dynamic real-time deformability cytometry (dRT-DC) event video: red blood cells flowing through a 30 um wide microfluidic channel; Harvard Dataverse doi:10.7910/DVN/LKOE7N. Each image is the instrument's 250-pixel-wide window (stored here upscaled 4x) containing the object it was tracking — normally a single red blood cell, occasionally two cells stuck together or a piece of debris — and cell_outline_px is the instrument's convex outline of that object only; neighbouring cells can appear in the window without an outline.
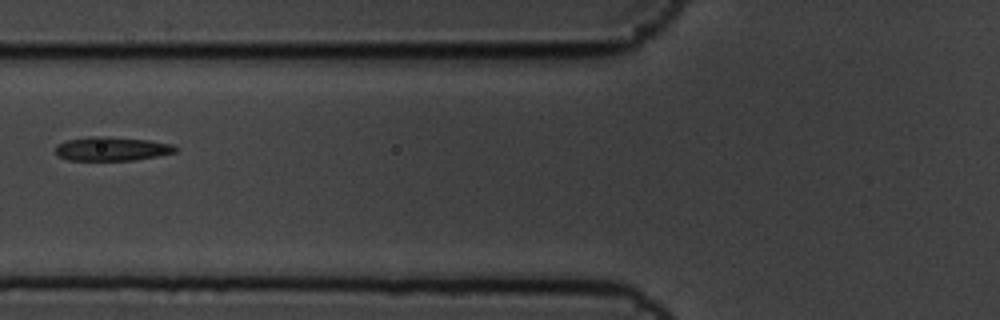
{"species": "common noctule bat (a hibernating species)", "species_latin": "Nyctalus noctula", "temperature_condition": "cold", "stored_images_in_passage": 16, "camera_frame_rate_fps": 3000, "um_per_image_px": 0.085, "animal": {"sex": "male", "body_mass_g": 19.5, "forearm_length_mm": 54.6}, "frame": {"image": 1, "passage_image": 7, "time_ms": 2.0, "image_size_px": [1000, 320], "cell_outline_px": [[180, 148], [176, 152], [156, 156], [132, 160], [68, 160], [56, 156], [56, 144], [68, 140], [88, 136], [104, 136], [148, 140], [172, 144]], "centroid_in_image_um": [9.49, 12.64], "position_along_channel_um": 116.3, "area_um2": 16.76}}
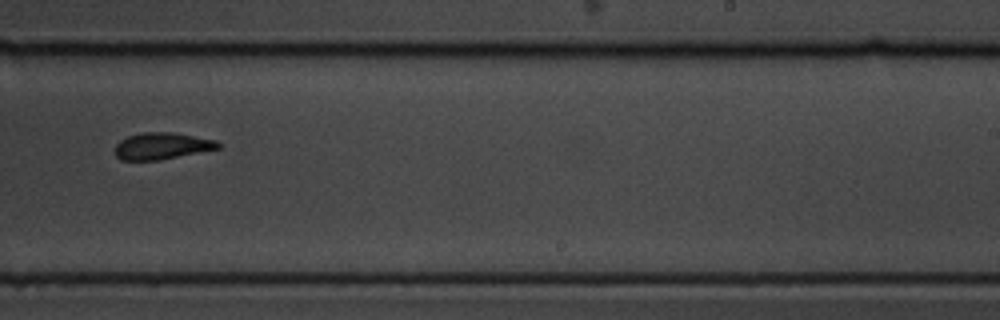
{"frame": {"image": 2, "passage_image": 11, "time_ms": 3.333, "image_size_px": [1000, 320], "cell_outline_px": [[220, 148], [156, 160], [120, 160], [116, 156], [116, 144], [120, 140], [128, 136], [140, 132], [172, 132], [216, 140], [220, 144]], "centroid_in_image_um": [13.73, 12.39], "position_along_channel_um": 275.3, "area_um2": 15.84}}
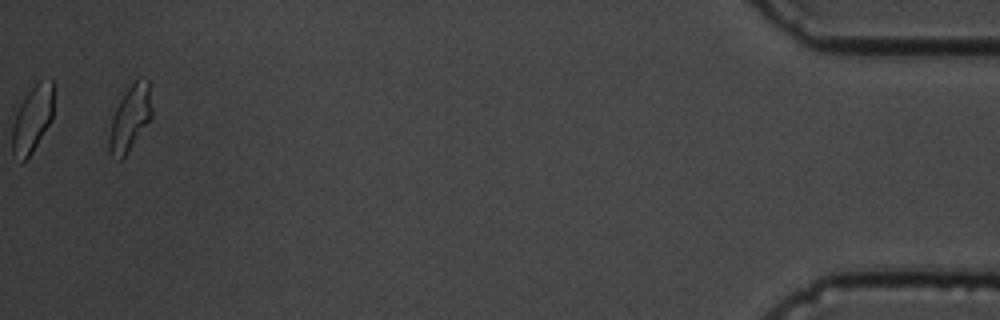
{"frame": {"image": 3, "passage_image": 16, "time_ms": 5.0, "image_size_px": [1000, 320], "cell_outline_px": [[152, 116], [124, 156], [120, 160], [108, 152], [108, 136], [112, 116], [124, 92], [136, 80], [148, 80], [152, 108]], "centroid_in_image_um": [11.03, 10.05], "position_along_channel_um": 424.2, "area_um2": 15.84}}